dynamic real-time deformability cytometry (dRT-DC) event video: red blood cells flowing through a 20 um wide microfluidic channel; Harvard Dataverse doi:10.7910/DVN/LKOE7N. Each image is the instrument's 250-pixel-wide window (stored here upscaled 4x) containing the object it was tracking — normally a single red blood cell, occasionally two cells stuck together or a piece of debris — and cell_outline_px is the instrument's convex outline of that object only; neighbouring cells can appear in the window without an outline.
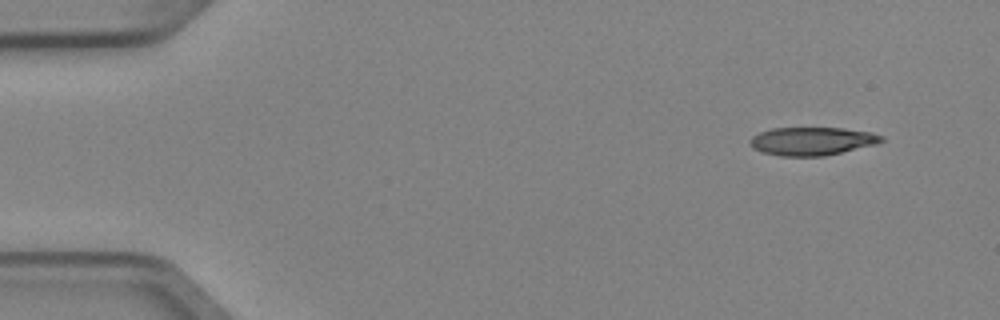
{"species": "Egyptian fruit bat (a non-hibernating species)", "species_latin": "Rousettus aegyptiacus", "temperature_condition": "cold", "stored_images_in_passage": 4, "camera_frame_rate_fps": 3000, "um_per_image_px": 0.085, "animal": {"sex": "female"}, "frame": {"image": 1, "passage_image": 1, "time_ms": 0.0, "image_size_px": [1000, 320], "cell_outline_px": [[884, 140], [876, 144], [824, 156], [780, 156], [764, 152], [752, 148], [748, 144], [748, 140], [752, 136], [760, 132], [772, 128], [840, 128], [868, 132], [884, 136]], "centroid_in_image_um": [68.97, 12.0], "position_along_channel_um": 16.0, "area_um2": 21.5}}
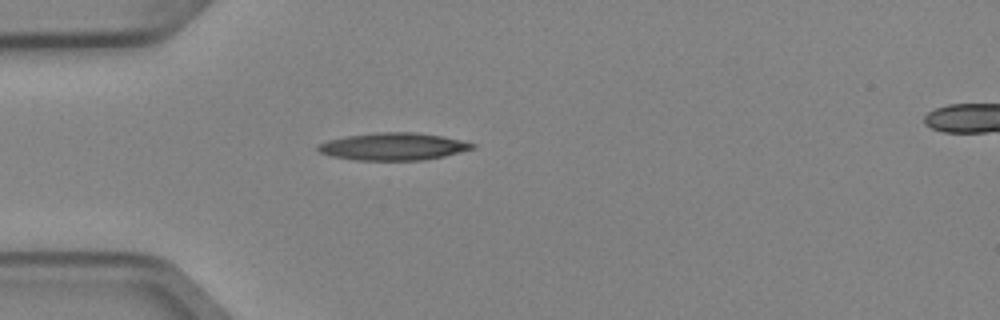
{"frame": {"image": 2, "passage_image": 4, "time_ms": 1.0, "image_size_px": [1000, 320], "cell_outline_px": [[476, 148], [444, 156], [424, 160], [356, 160], [332, 156], [320, 152], [316, 148], [320, 144], [328, 140], [348, 136], [376, 132], [416, 132], [440, 136], [460, 140], [476, 144]], "centroid_in_image_um": [33.45, 12.45], "position_along_channel_um": 51.5, "area_um2": 24.45}}